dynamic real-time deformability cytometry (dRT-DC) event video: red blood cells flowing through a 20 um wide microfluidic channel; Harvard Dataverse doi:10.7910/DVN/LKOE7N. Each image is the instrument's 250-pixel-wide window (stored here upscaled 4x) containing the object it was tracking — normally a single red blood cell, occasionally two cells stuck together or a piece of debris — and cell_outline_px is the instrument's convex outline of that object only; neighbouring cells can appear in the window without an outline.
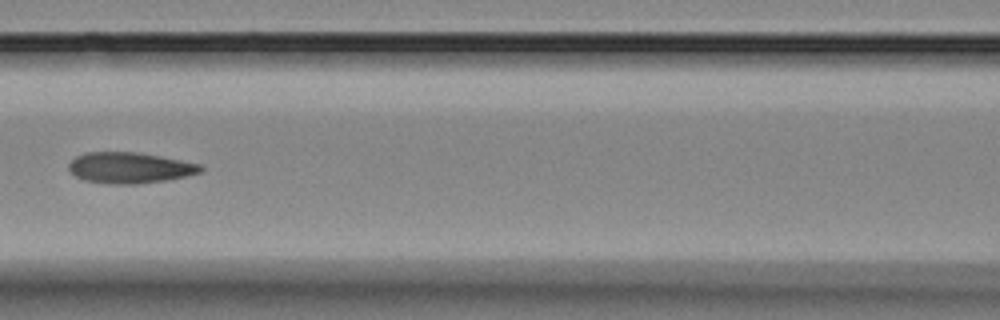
{"species": "Egyptian fruit bat (a non-hibernating species)", "species_latin": "Rousettus aegyptiacus", "temperature_condition": "room temperature", "stored_images_in_passage": 7, "camera_frame_rate_fps": 3000, "um_per_image_px": 0.085, "animal": {"sex": "female"}, "frame": {"image": 1, "passage_image": 5, "time_ms": 4.667, "image_size_px": [1000, 320], "cell_outline_px": [[204, 168], [200, 172], [188, 176], [168, 180], [136, 184], [108, 184], [84, 180], [76, 176], [68, 168], [68, 164], [76, 156], [84, 152], [136, 152], [160, 156], [200, 164]], "centroid_in_image_um": [11.02, 14.26], "position_along_channel_um": 155.6, "area_um2": 23.81}}
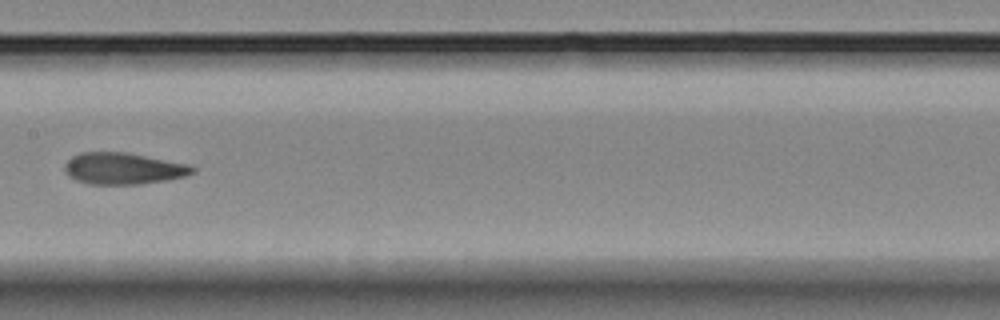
{"frame": {"image": 2, "passage_image": 6, "time_ms": 5.667, "image_size_px": [1000, 320], "cell_outline_px": [[196, 172], [184, 176], [168, 180], [140, 184], [88, 184], [76, 180], [68, 176], [64, 168], [64, 164], [72, 156], [80, 152], [124, 152], [188, 164], [196, 168]], "centroid_in_image_um": [10.46, 14.33], "position_along_channel_um": 196.9, "area_um2": 23.52}}
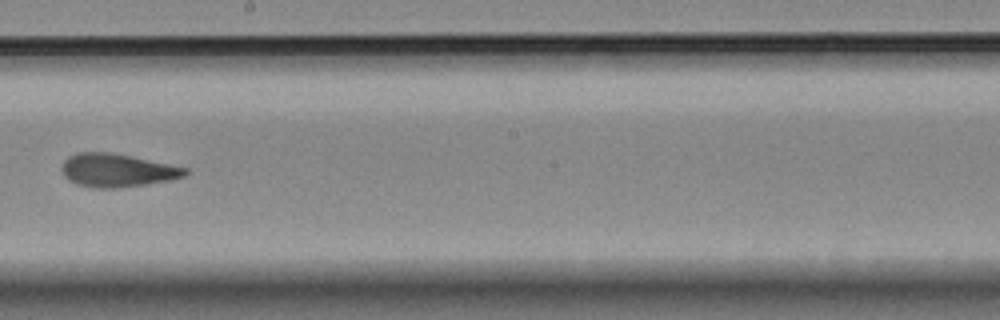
{"frame": {"image": 3, "passage_image": 7, "time_ms": 6.667, "image_size_px": [1000, 320], "cell_outline_px": [[188, 172], [184, 176], [172, 180], [116, 188], [92, 188], [76, 184], [68, 180], [64, 176], [60, 168], [64, 160], [68, 156], [76, 152], [112, 152], [132, 156], [188, 168]], "centroid_in_image_um": [9.92, 14.47], "position_along_channel_um": 238.3, "area_um2": 24.1}}